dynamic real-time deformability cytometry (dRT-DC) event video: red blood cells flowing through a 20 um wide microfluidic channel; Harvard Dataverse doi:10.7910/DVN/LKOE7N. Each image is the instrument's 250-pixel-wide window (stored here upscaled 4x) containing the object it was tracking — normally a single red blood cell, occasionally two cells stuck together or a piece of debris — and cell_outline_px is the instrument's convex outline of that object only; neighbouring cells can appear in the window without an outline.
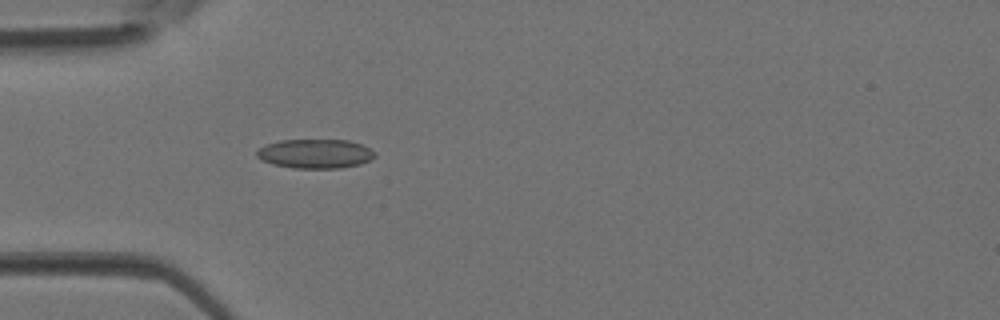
{"species": "Egyptian fruit bat (a non-hibernating species)", "species_latin": "Rousettus aegyptiacus", "temperature_condition": "room temperature", "stored_images_in_passage": 3, "camera_frame_rate_fps": 3000, "um_per_image_px": 0.085, "animal": {"sex": "female"}, "frame": {"image": 1, "passage_image": 3, "time_ms": 0.667, "image_size_px": [1000, 320], "cell_outline_px": [[376, 156], [360, 164], [340, 168], [292, 168], [272, 164], [260, 160], [256, 156], [256, 152], [260, 148], [268, 144], [280, 140], [348, 140], [360, 144], [376, 152]], "centroid_in_image_um": [26.78, 13.07], "position_along_channel_um": 58.2, "area_um2": 20.06}}